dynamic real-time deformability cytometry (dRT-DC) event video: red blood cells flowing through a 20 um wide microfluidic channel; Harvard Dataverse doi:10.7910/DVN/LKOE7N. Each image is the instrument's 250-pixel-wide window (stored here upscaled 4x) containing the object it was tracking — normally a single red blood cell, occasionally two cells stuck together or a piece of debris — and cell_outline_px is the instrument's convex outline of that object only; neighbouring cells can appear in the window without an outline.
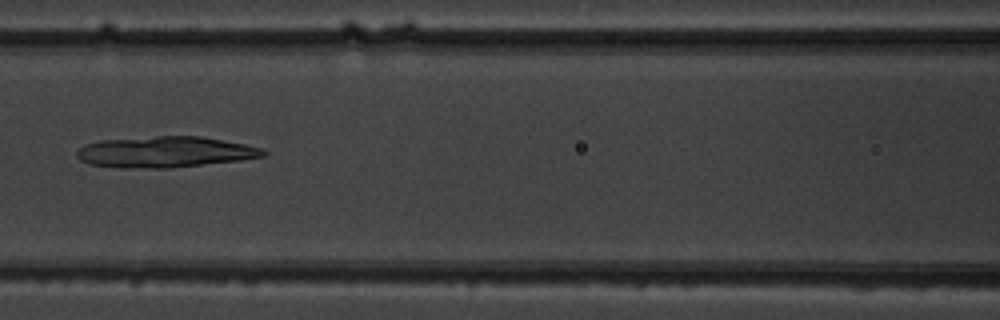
{"species": "common noctule bat (a hibernating species)", "species_latin": "Nyctalus noctula", "temperature_condition": "warm", "stored_images_in_passage": 7, "camera_frame_rate_fps": 3000, "um_per_image_px": 0.085, "animal": {"sex": "male", "body_mass_g": 19.5, "forearm_length_mm": 54.6}, "frame": {"image": 1, "passage_image": 7, "time_ms": 7.667, "image_size_px": [1000, 320], "cell_outline_px": [[268, 152], [264, 156], [240, 160], [168, 168], [120, 168], [88, 164], [80, 160], [76, 156], [76, 152], [84, 144], [100, 140], [156, 136], [200, 136], [244, 144], [264, 148]], "centroid_in_image_um": [14.0, 12.92], "position_along_channel_um": 152.6, "area_um2": 33.76}}